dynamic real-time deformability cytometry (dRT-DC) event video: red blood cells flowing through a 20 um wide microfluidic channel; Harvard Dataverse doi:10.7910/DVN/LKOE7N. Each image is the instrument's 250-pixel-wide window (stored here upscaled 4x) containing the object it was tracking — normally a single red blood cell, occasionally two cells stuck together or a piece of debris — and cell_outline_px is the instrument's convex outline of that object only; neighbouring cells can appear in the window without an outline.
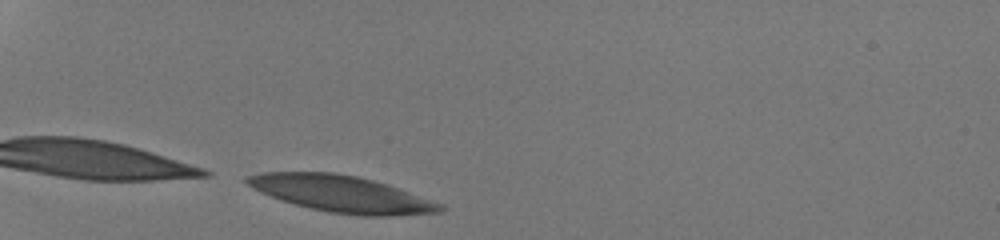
{"species": "human", "species_latin": "Homo sapiens", "temperature_condition": "room temperature", "stored_images_in_passage": 29, "camera_frame_rate_fps": 3000, "um_per_image_px": 0.085, "donor": {"sex": "male"}, "frame": {"image": 1, "passage_image": 1, "time_ms": 0.0, "image_size_px": [1000, 240], "cell_outline_px": [[448, 208], [440, 212], [388, 216], [356, 216], [328, 212], [280, 200], [260, 192], [248, 184], [244, 180], [244, 176], [264, 172], [332, 172], [356, 176], [388, 184], [444, 204]], "centroid_in_image_um": [29.06, 16.48], "position_along_channel_um": 55.9, "area_um2": 41.21}}
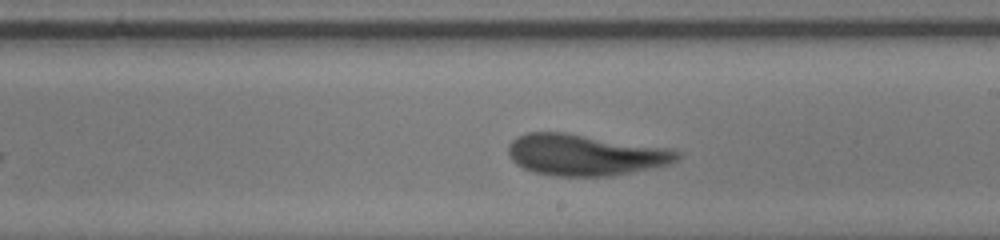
{"frame": {"image": 2, "passage_image": 17, "time_ms": 5.333, "image_size_px": [1000, 240], "cell_outline_px": [[680, 160], [672, 164], [612, 176], [556, 176], [532, 172], [516, 164], [512, 160], [508, 152], [508, 144], [516, 136], [528, 132], [564, 132], [672, 148], [680, 152]], "centroid_in_image_um": [49.77, 13.16], "position_along_channel_um": 239.2, "area_um2": 41.1}}
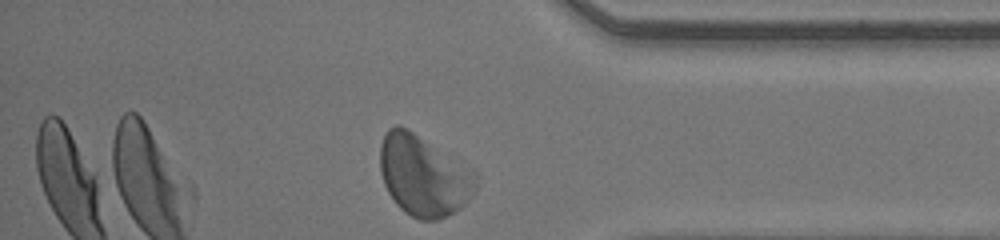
{"frame": {"image": 3, "passage_image": 29, "time_ms": 9.333, "image_size_px": [1000, 240], "cell_outline_px": [[480, 176], [476, 188], [472, 196], [456, 212], [436, 220], [420, 220], [404, 212], [396, 204], [388, 192], [384, 184], [380, 172], [380, 144], [388, 128], [396, 124], [400, 124], [408, 128], [472, 168]], "centroid_in_image_um": [36.02, 14.91], "position_along_channel_um": 399.2, "area_um2": 45.66}, "authors_computed_cell_mechanics": {"area_um2": 40.8068, "velocity_mm_per_s": 4.1816, "shape_relaxation_time_tau1_ms": 2.6063, "shape_relaxation_time_tau2_ms": 1.1659, "deformation_change_tau1": 0.1475, "deformation_change_tau2": 0.0933}}